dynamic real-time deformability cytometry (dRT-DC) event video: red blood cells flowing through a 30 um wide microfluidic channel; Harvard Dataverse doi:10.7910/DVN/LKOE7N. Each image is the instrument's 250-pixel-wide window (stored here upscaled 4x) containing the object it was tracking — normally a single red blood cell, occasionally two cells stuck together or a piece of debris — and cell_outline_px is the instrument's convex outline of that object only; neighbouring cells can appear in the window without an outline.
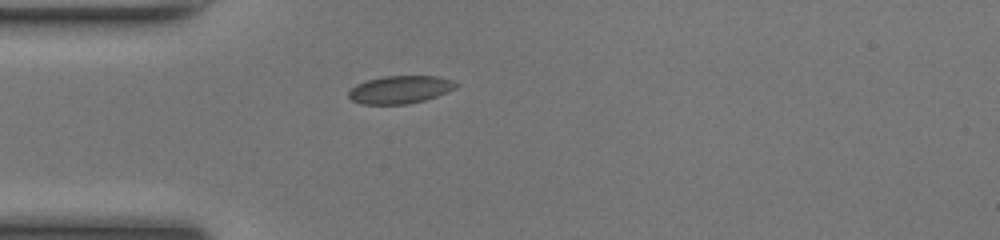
{"species": "common noctule bat (a hibernating species)", "species_latin": "Nyctalus noctula", "temperature_condition": "room temperature", "stored_images_in_passage": 37, "camera_frame_rate_fps": 3000, "um_per_image_px": 0.085, "animal": {"sex": "female", "body_mass_g": 17.0, "forearm_length_mm": 48.0}, "frame": {"image": 1, "passage_image": 1, "time_ms": 0.0, "image_size_px": [1000, 240], "cell_outline_px": [[460, 84], [456, 88], [436, 96], [424, 100], [408, 104], [360, 104], [352, 100], [348, 96], [348, 92], [356, 84], [368, 80], [384, 76], [436, 76], [452, 80]], "centroid_in_image_um": [34.01, 7.61], "position_along_channel_um": 51.0, "area_um2": 17.34}}
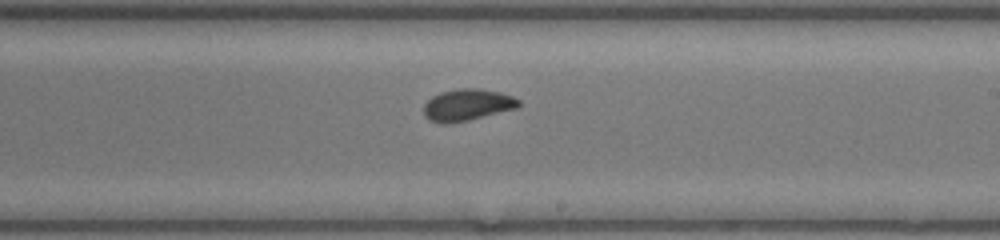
{"frame": {"image": 2, "passage_image": 16, "time_ms": 5.0, "image_size_px": [1000, 240], "cell_outline_px": [[520, 104], [516, 108], [468, 120], [444, 124], [428, 120], [424, 116], [424, 104], [432, 96], [440, 92], [460, 88], [476, 88], [500, 92], [512, 96], [520, 100]], "centroid_in_image_um": [39.69, 8.91], "position_along_channel_um": 249.3, "area_um2": 17.46}}
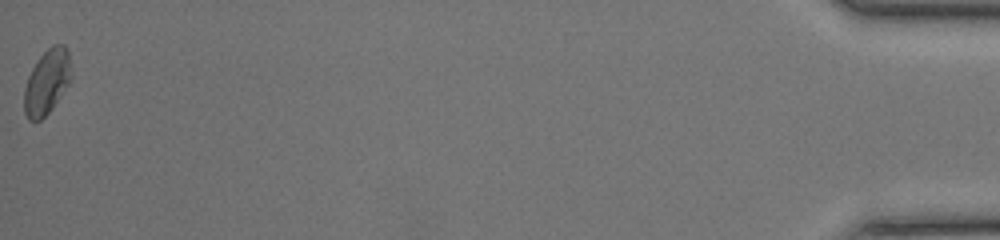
{"frame": {"image": 3, "passage_image": 37, "time_ms": 12.0, "image_size_px": [1000, 240], "cell_outline_px": [[72, 76], [68, 84], [48, 112], [40, 120], [28, 120], [24, 112], [24, 88], [28, 76], [32, 68], [40, 56], [52, 44], [64, 44], [68, 52]], "centroid_in_image_um": [3.97, 6.94], "position_along_channel_um": 431.2, "area_um2": 17.51}, "authors_computed_cell_mechanics": {"area_um2": 17.1088, "velocity_mm_per_s": 4.1474, "shape_relaxation_time_tau1_ms": 3.4514, "shape_relaxation_time_tau2_ms": null, "deformation_change_tau1": 0.1187, "deformation_change_tau2": null}}